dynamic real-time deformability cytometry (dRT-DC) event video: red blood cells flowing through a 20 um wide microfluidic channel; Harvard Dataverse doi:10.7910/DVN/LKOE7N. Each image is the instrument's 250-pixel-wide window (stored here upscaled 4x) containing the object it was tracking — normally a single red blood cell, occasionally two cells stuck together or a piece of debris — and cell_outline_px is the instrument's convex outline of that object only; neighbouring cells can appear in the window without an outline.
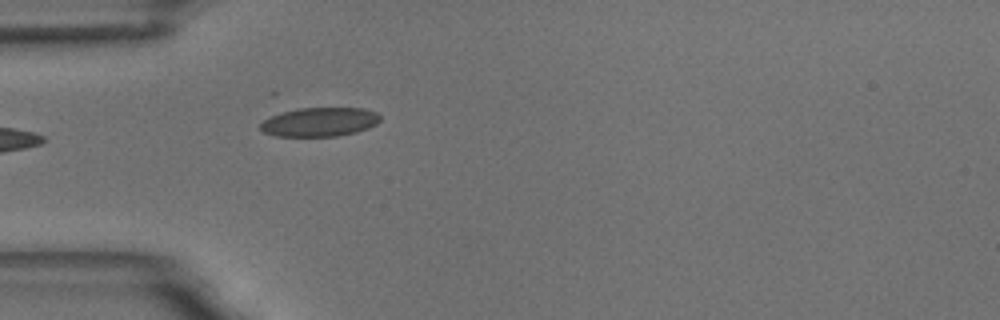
{"species": "common noctule bat (a hibernating species)", "species_latin": "Nyctalus noctula", "temperature_condition": "room temperature", "stored_images_in_passage": 4, "camera_frame_rate_fps": 3000, "um_per_image_px": 0.085, "animal": {"sex": "male", "body_mass_g": 18.8}, "frame": {"image": 1, "passage_image": 4, "time_ms": 4.667, "image_size_px": [1000, 320], "cell_outline_px": [[380, 120], [376, 124], [368, 128], [356, 132], [336, 136], [276, 136], [264, 132], [260, 128], [260, 124], [264, 120], [272, 116], [284, 112], [300, 108], [364, 108], [376, 112], [380, 116]], "centroid_in_image_um": [27.19, 10.37], "position_along_channel_um": 57.8, "area_um2": 20.06}}